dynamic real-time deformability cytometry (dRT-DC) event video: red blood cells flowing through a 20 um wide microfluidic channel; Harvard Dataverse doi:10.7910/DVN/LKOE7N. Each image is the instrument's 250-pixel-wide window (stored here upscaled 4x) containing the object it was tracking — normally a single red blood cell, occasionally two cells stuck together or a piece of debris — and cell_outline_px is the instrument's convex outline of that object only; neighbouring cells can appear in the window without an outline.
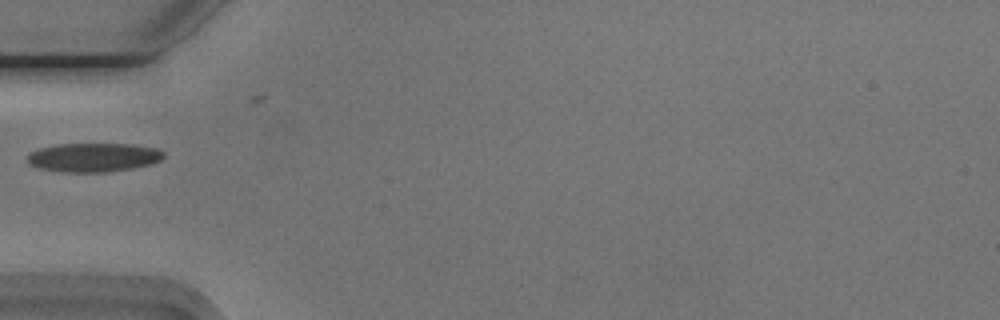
{"species": "Egyptian fruit bat (a non-hibernating species)", "species_latin": "Rousettus aegyptiacus", "temperature_condition": "cold", "stored_images_in_passage": 19, "camera_frame_rate_fps": 3000, "um_per_image_px": 0.085, "animal": {"sex": "male"}, "frame": {"image": 1, "passage_image": 1, "time_ms": 0.0, "image_size_px": [1000, 320], "cell_outline_px": [[164, 156], [160, 160], [148, 164], [132, 168], [108, 172], [64, 172], [40, 168], [28, 164], [28, 152], [40, 148], [56, 144], [132, 144], [156, 148], [164, 152]], "centroid_in_image_um": [7.92, 13.37], "position_along_channel_um": 77.1, "area_um2": 22.89}}
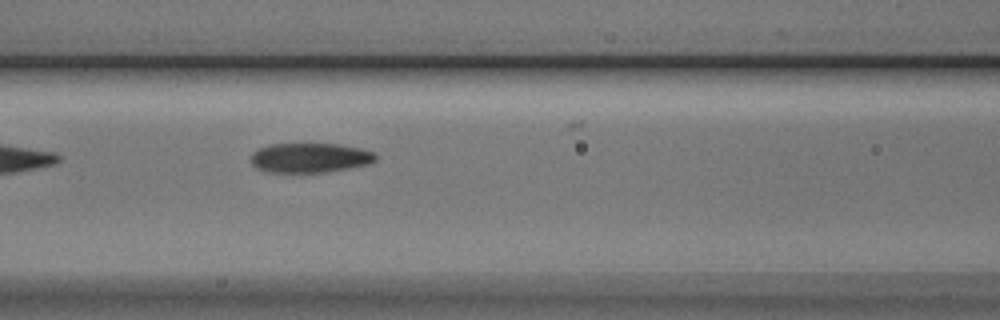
{"frame": {"image": 2, "passage_image": 6, "time_ms": 1.667, "image_size_px": [1000, 320], "cell_outline_px": [[376, 160], [368, 164], [348, 168], [324, 172], [268, 172], [256, 168], [252, 164], [252, 152], [260, 148], [272, 144], [336, 144], [360, 148], [372, 152], [376, 156]], "centroid_in_image_um": [26.33, 13.41], "position_along_channel_um": 140.3, "area_um2": 21.27}}